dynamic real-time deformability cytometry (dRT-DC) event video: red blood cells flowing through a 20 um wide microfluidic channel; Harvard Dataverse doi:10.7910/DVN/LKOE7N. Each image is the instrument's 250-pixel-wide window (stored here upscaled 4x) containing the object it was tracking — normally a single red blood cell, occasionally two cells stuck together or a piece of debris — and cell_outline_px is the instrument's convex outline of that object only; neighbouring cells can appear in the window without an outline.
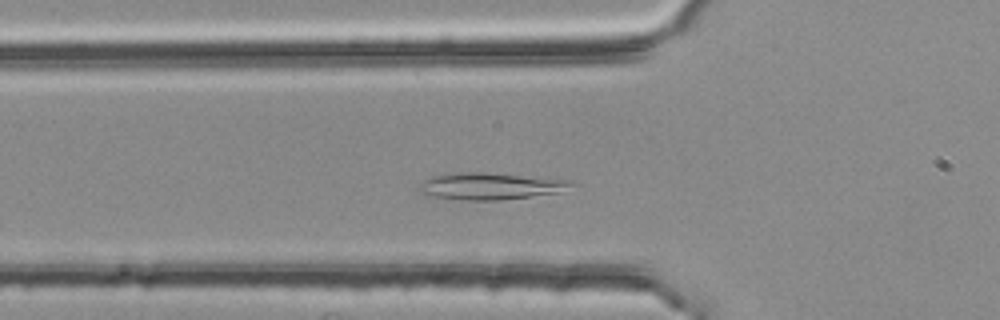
{"species": "common noctule bat (a hibernating species)", "species_latin": "Nyctalus noctula", "temperature_condition": "room temperature", "stored_images_in_passage": 44, "camera_frame_rate_fps": 3000, "um_per_image_px": 0.085, "animal": {"sex": "female", "body_mass_g": 25.1}, "frame": {"image": 1, "passage_image": 13, "time_ms": 4.0, "image_size_px": [1000, 320], "cell_outline_px": [[580, 184], [560, 192], [532, 196], [500, 200], [464, 200], [436, 196], [420, 192], [416, 188], [424, 180], [432, 176], [448, 172], [484, 172], [576, 180]], "centroid_in_image_um": [41.77, 15.8], "position_along_channel_um": 84.0, "area_um2": 24.16}}
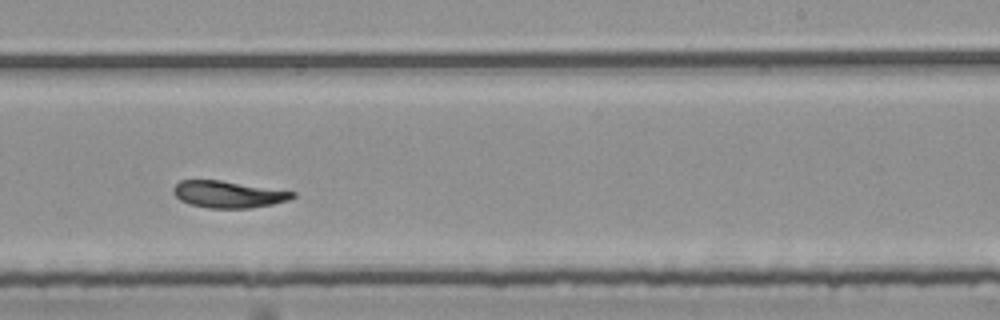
{"frame": {"image": 2, "passage_image": 28, "time_ms": 9.0, "image_size_px": [1000, 320], "cell_outline_px": [[296, 196], [288, 200], [272, 204], [248, 208], [208, 208], [188, 204], [180, 200], [172, 192], [172, 188], [180, 180], [220, 180], [296, 192]], "centroid_in_image_um": [19.37, 16.52], "position_along_channel_um": 269.6, "area_um2": 18.61}}
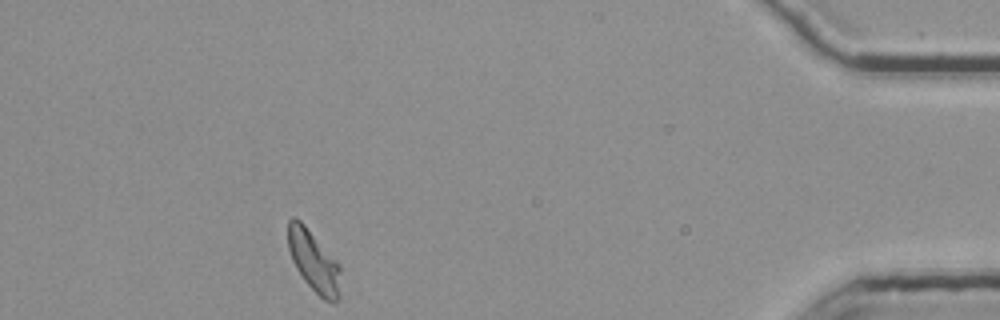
{"frame": {"image": 3, "passage_image": 44, "time_ms": 14.333, "image_size_px": [1000, 320], "cell_outline_px": [[340, 296], [336, 304], [332, 304], [324, 300], [304, 280], [296, 268], [292, 260], [288, 248], [288, 220], [292, 216], [296, 216], [304, 224], [340, 264]], "centroid_in_image_um": [26.68, 22.22], "position_along_channel_um": 408.5, "area_um2": 18.9}}